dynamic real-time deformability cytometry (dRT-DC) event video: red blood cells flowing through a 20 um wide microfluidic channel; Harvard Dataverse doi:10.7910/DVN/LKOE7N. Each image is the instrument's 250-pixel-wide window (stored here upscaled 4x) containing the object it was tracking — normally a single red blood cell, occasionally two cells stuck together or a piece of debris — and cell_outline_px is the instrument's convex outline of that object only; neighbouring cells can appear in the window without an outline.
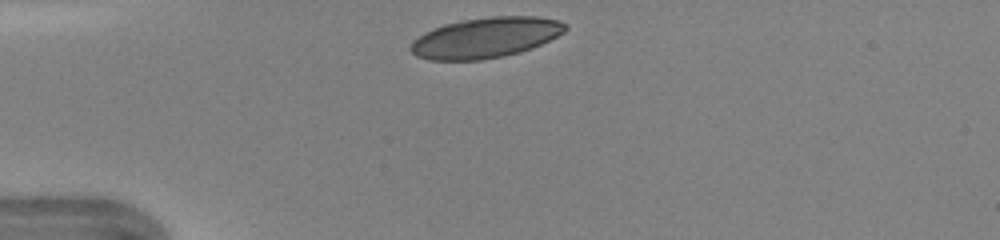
{"species": "human", "species_latin": "Homo sapiens", "temperature_condition": "warm", "stored_images_in_passage": 29, "camera_frame_rate_fps": 3000, "um_per_image_px": 0.085, "donor": {"sex": "female"}, "frame": {"image": 1, "passage_image": 1, "time_ms": 0.0, "image_size_px": [1000, 240], "cell_outline_px": [[568, 28], [564, 32], [532, 48], [520, 52], [504, 56], [480, 60], [428, 60], [416, 56], [408, 48], [412, 40], [424, 32], [444, 24], [460, 20], [492, 16], [536, 16], [560, 20], [568, 24]], "centroid_in_image_um": [41.26, 3.2], "position_along_channel_um": 43.7, "area_um2": 36.7}}
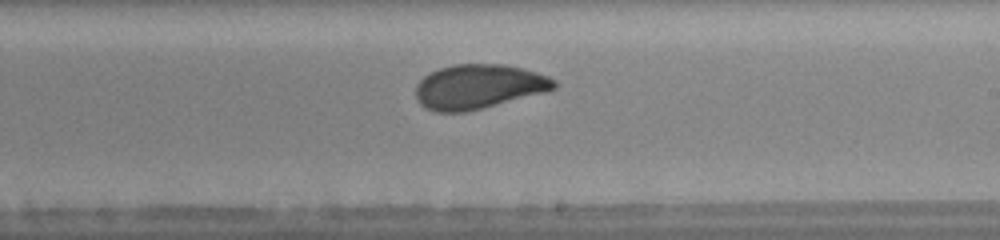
{"frame": {"image": 2, "passage_image": 17, "time_ms": 5.333, "image_size_px": [1000, 240], "cell_outline_px": [[556, 88], [544, 92], [464, 112], [436, 112], [424, 108], [416, 100], [416, 84], [424, 76], [440, 68], [456, 64], [504, 64], [536, 72], [548, 76], [556, 80]], "centroid_in_image_um": [40.64, 7.36], "position_along_channel_um": 248.4, "area_um2": 35.55}}
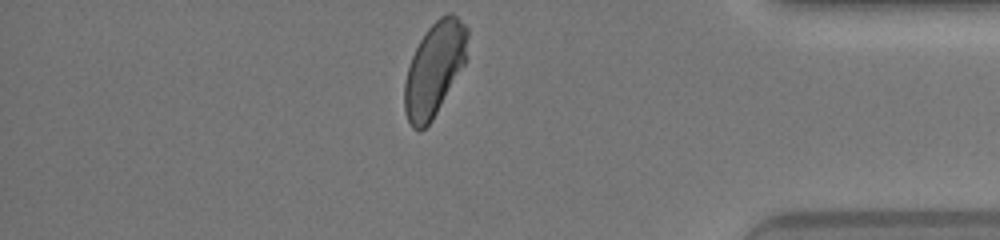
{"frame": {"image": 3, "passage_image": 29, "time_ms": 9.333, "image_size_px": [1000, 240], "cell_outline_px": [[468, 36], [464, 64], [432, 120], [420, 132], [412, 128], [404, 112], [404, 84], [408, 68], [412, 56], [424, 32], [440, 16], [448, 12], [452, 12], [468, 28]], "centroid_in_image_um": [36.9, 5.86], "position_along_channel_um": 398.3, "area_um2": 34.04}, "authors_computed_cell_mechanics": {"area_um2": 36.1828, "velocity_mm_per_s": 4.3671, "shape_relaxation_time_tau1_ms": 3.6143, "shape_relaxation_time_tau2_ms": null, "deformation_change_tau1": 0.1355, "deformation_change_tau2": null}}